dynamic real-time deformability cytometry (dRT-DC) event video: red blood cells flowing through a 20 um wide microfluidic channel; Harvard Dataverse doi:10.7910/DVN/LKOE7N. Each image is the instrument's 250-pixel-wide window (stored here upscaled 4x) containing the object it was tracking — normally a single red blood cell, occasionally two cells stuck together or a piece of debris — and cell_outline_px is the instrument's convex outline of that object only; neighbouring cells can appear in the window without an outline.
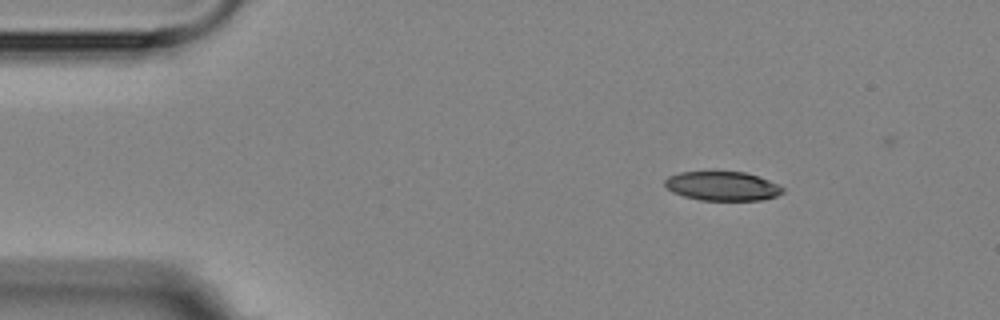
{"species": "Egyptian fruit bat (a non-hibernating species)", "species_latin": "Rousettus aegyptiacus", "temperature_condition": "room temperature", "stored_images_in_passage": 4, "camera_frame_rate_fps": 3000, "um_per_image_px": 0.085, "animal": {"sex": "female"}, "frame": {"image": 1, "passage_image": 1, "time_ms": 0.0, "image_size_px": [1000, 320], "cell_outline_px": [[784, 192], [776, 196], [760, 200], [700, 200], [684, 196], [672, 192], [664, 184], [664, 180], [668, 176], [680, 172], [744, 172], [768, 180], [784, 188]], "centroid_in_image_um": [61.38, 15.82], "position_along_channel_um": 23.6, "area_um2": 19.83}}
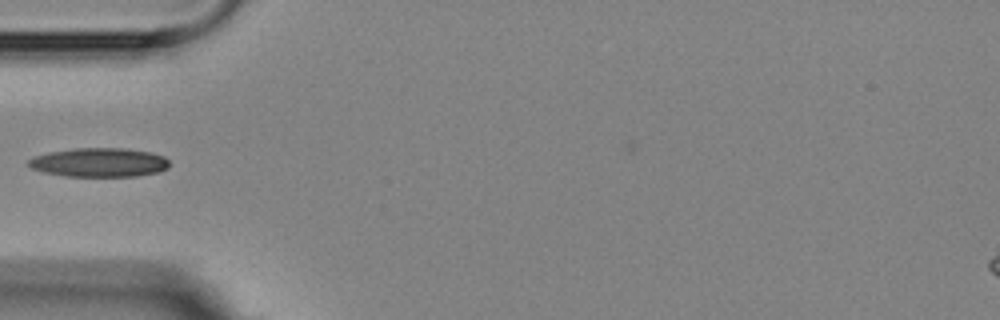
{"frame": {"image": 2, "passage_image": 4, "time_ms": 3.333, "image_size_px": [1000, 320], "cell_outline_px": [[168, 168], [160, 172], [136, 176], [64, 176], [44, 172], [32, 168], [28, 164], [28, 160], [32, 156], [48, 152], [76, 148], [124, 148], [148, 152], [164, 156], [168, 160]], "centroid_in_image_um": [8.42, 13.8], "position_along_channel_um": 76.6, "area_um2": 23.81}}